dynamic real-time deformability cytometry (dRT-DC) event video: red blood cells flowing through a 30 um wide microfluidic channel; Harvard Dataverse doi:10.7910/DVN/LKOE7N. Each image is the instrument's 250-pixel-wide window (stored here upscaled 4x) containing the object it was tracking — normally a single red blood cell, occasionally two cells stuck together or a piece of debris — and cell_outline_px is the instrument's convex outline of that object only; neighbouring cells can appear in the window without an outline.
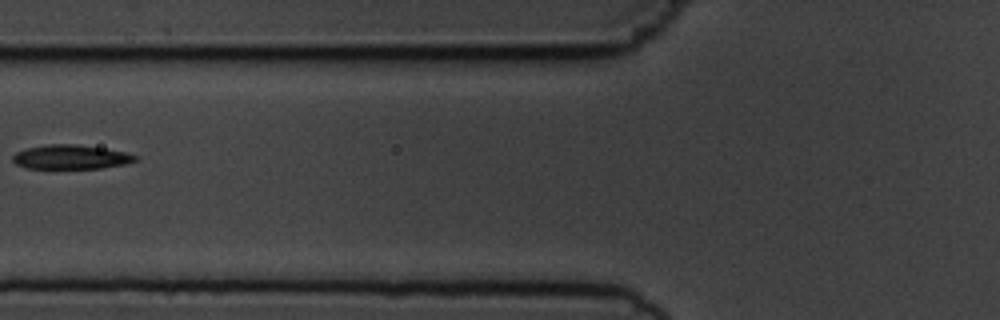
{"species": "common noctule bat (a hibernating species)", "species_latin": "Nyctalus noctula", "temperature_condition": "cold", "stored_images_in_passage": 6, "camera_frame_rate_fps": 3000, "um_per_image_px": 0.085, "animal": {"sex": "male", "body_mass_g": 19.5, "forearm_length_mm": 54.6}, "frame": {"image": 1, "passage_image": 6, "time_ms": 6.333, "image_size_px": [1000, 320], "cell_outline_px": [[140, 156], [136, 160], [124, 164], [100, 168], [28, 168], [16, 164], [12, 160], [12, 156], [16, 152], [28, 148], [48, 144], [76, 144], [104, 148], [128, 152]], "centroid_in_image_um": [6.05, 13.34], "position_along_channel_um": 119.7, "area_um2": 17.28}}